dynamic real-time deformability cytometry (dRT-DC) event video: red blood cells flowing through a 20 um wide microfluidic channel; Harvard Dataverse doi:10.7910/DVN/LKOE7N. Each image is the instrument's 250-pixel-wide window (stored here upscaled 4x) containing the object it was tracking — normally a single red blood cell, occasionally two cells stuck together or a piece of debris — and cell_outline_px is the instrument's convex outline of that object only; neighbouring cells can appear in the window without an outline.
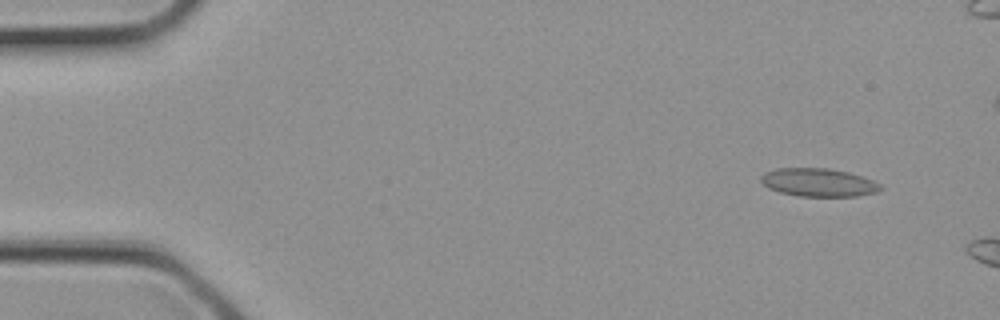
{"species": "common noctule bat (a hibernating species)", "species_latin": "Nyctalus noctula", "temperature_condition": "cold", "stored_images_in_passage": 2, "segment_of_instrument_passage": [2, 2], "camera_frame_rate_fps": 3000, "um_per_image_px": 0.085, "animal": {"sex": "female", "body_mass_g": 21.9}, "frame": {"image": 1, "passage_image": 2, "time_ms": 0.333, "image_size_px": [1000, 320], "cell_outline_px": [[880, 188], [876, 192], [856, 196], [800, 196], [780, 192], [768, 188], [760, 180], [760, 176], [764, 172], [776, 168], [828, 168], [848, 172], [872, 180], [880, 184]], "centroid_in_image_um": [69.52, 15.5], "position_along_channel_um": 15.5, "area_um2": 19.48}}